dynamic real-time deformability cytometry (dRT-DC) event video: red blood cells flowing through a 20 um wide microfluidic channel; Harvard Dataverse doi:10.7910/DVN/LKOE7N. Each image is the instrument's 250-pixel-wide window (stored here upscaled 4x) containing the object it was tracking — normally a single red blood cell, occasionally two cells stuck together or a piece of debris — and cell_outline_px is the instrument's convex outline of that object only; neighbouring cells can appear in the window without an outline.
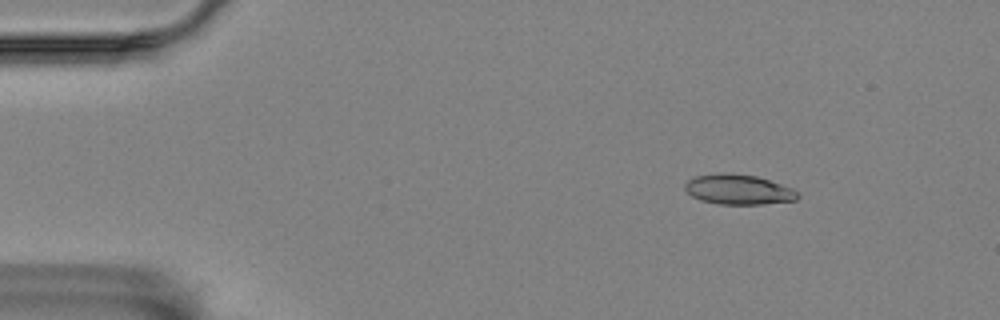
{"species": "Egyptian fruit bat (a non-hibernating species)", "species_latin": "Rousettus aegyptiacus", "temperature_condition": "room temperature", "stored_images_in_passage": 2, "camera_frame_rate_fps": 3000, "um_per_image_px": 0.085, "animal": {"sex": "female"}, "frame": {"image": 1, "passage_image": 2, "time_ms": 0.333, "image_size_px": [1000, 320], "cell_outline_px": [[800, 196], [796, 200], [764, 204], [720, 204], [700, 200], [692, 196], [684, 188], [684, 184], [688, 180], [696, 176], [720, 172], [756, 176], [792, 188]], "centroid_in_image_um": [62.74, 16.11], "position_along_channel_um": 22.3, "area_um2": 19.59}}